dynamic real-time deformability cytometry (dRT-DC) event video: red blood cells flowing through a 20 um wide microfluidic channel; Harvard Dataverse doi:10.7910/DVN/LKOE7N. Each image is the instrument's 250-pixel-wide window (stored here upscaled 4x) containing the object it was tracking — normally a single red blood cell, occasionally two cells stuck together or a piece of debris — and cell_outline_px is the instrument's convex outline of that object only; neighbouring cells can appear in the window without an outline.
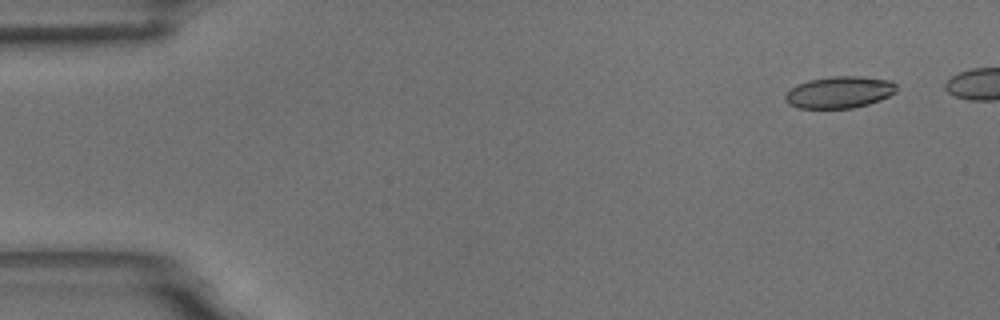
{"species": "common noctule bat (a hibernating species)", "species_latin": "Nyctalus noctula", "temperature_condition": "room temperature", "stored_images_in_passage": 4, "camera_frame_rate_fps": 3000, "um_per_image_px": 0.085, "animal": {"sex": "male", "body_mass_g": 18.8}, "frame": {"image": 1, "passage_image": 1, "time_ms": 0.0, "image_size_px": [1000, 320], "cell_outline_px": [[896, 92], [880, 100], [868, 104], [852, 108], [796, 108], [788, 104], [784, 100], [784, 96], [792, 88], [808, 80], [832, 76], [860, 76], [888, 80], [896, 84]], "centroid_in_image_um": [71.34, 7.84], "position_along_channel_um": 13.7, "area_um2": 20.52}}